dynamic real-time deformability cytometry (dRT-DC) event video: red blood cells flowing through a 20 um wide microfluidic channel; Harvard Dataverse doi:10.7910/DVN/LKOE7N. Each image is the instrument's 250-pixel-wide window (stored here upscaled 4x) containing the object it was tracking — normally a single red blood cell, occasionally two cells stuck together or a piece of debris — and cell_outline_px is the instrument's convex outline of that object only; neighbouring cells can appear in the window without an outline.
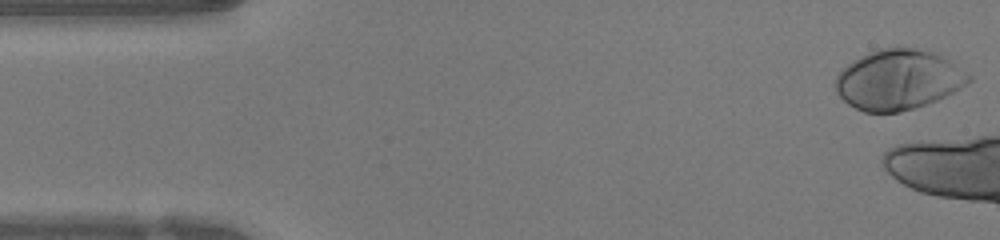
{"species": "human", "species_latin": "Homo sapiens", "temperature_condition": "warm", "stored_images_in_passage": 5, "camera_frame_rate_fps": 3000, "um_per_image_px": 0.085, "donor": {"sex": "female"}, "frame": {"image": 1, "passage_image": 1, "time_ms": 0.0, "image_size_px": [1000, 240], "cell_outline_px": [[972, 80], [960, 88], [936, 100], [900, 112], [864, 112], [848, 104], [836, 92], [836, 76], [852, 60], [868, 52], [880, 48], [900, 44], [932, 52], [948, 60], [972, 76]], "centroid_in_image_um": [76.33, 6.74], "position_along_channel_um": 8.7, "area_um2": 46.59}}